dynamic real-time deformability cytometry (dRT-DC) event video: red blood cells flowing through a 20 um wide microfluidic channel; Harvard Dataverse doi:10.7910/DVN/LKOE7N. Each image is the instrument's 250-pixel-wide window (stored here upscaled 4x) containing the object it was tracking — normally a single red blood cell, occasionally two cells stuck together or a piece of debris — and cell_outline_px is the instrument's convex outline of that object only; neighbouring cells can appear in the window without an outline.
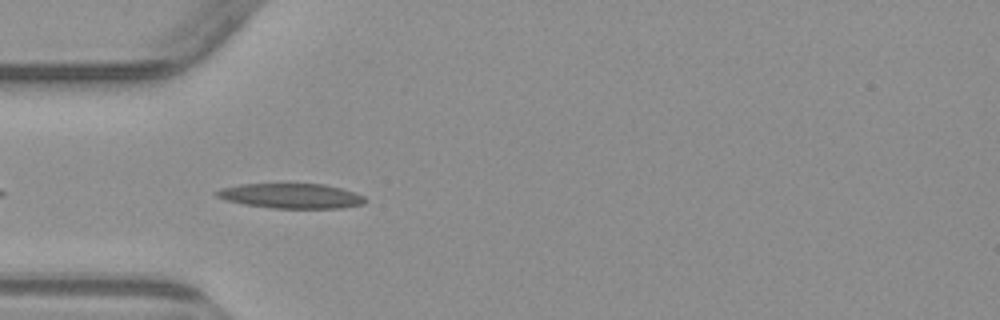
{"species": "common noctule bat (a hibernating species)", "species_latin": "Nyctalus noctula", "temperature_condition": "warm", "stored_images_in_passage": 4, "camera_frame_rate_fps": 3000, "um_per_image_px": 0.085, "animal": {"sex": "male", "body_mass_g": 23.1, "forearm_length_mm": 52.7}, "frame": {"image": 1, "passage_image": 3, "time_ms": 3.333, "image_size_px": [1000, 320], "cell_outline_px": [[368, 200], [364, 204], [344, 208], [272, 208], [244, 204], [228, 200], [216, 196], [216, 192], [220, 188], [240, 184], [324, 184], [340, 188], [364, 196]], "centroid_in_image_um": [24.78, 16.65], "position_along_channel_um": 60.2, "area_um2": 21.44}}
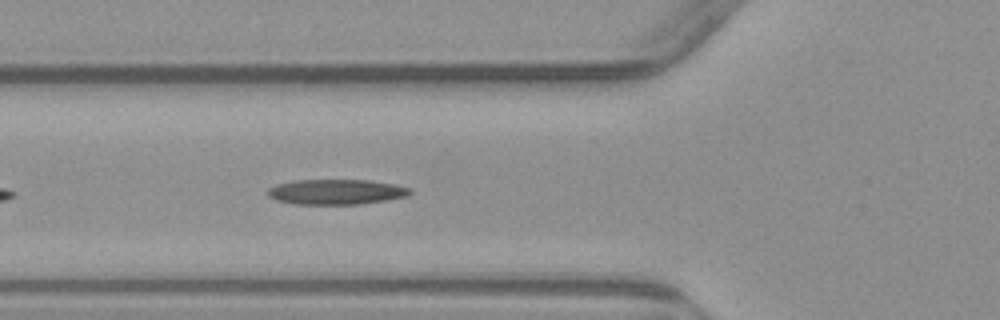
{"frame": {"image": 2, "passage_image": 4, "time_ms": 4.333, "image_size_px": [1000, 320], "cell_outline_px": [[412, 192], [408, 196], [388, 200], [360, 204], [292, 204], [276, 200], [268, 196], [268, 188], [276, 184], [292, 180], [368, 180], [392, 184], [412, 188]], "centroid_in_image_um": [28.57, 16.31], "position_along_channel_um": 97.2, "area_um2": 21.04}}